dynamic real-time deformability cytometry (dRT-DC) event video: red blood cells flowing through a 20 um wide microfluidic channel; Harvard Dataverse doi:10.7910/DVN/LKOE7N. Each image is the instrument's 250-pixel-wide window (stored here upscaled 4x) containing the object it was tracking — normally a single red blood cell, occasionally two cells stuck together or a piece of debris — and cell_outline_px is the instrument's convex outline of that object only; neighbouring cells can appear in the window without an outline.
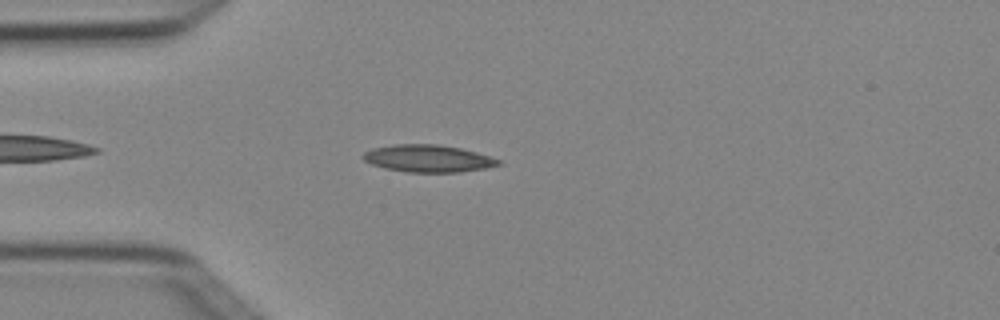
{"species": "Egyptian fruit bat (a non-hibernating species)", "species_latin": "Rousettus aegyptiacus", "temperature_condition": "cold", "stored_images_in_passage": 4, "camera_frame_rate_fps": 3000, "um_per_image_px": 0.085, "animal": {"sex": "female"}, "frame": {"image": 1, "passage_image": 4, "time_ms": 1.0, "image_size_px": [1000, 320], "cell_outline_px": [[504, 164], [484, 168], [460, 172], [408, 172], [384, 168], [372, 164], [364, 160], [360, 156], [364, 152], [372, 148], [392, 144], [436, 144], [460, 148], [476, 152], [500, 160]], "centroid_in_image_um": [36.35, 13.47], "position_along_channel_um": 48.6, "area_um2": 21.5}}